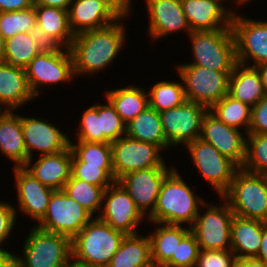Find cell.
Masks as SVG:
<instances>
[{"label": "cell", "instance_id": "6da1fadb", "mask_svg": "<svg viewBox=\"0 0 267 267\" xmlns=\"http://www.w3.org/2000/svg\"><path fill=\"white\" fill-rule=\"evenodd\" d=\"M125 38L120 22L76 34L69 48L74 74H92L109 66L121 51Z\"/></svg>", "mask_w": 267, "mask_h": 267}, {"label": "cell", "instance_id": "7a4b0ae2", "mask_svg": "<svg viewBox=\"0 0 267 267\" xmlns=\"http://www.w3.org/2000/svg\"><path fill=\"white\" fill-rule=\"evenodd\" d=\"M203 203L204 200L195 196L176 169H172L162 182L154 211L147 217L155 224L191 223V227L198 215V206Z\"/></svg>", "mask_w": 267, "mask_h": 267}, {"label": "cell", "instance_id": "3957f363", "mask_svg": "<svg viewBox=\"0 0 267 267\" xmlns=\"http://www.w3.org/2000/svg\"><path fill=\"white\" fill-rule=\"evenodd\" d=\"M125 236L94 217L71 240L72 258L92 267H107Z\"/></svg>", "mask_w": 267, "mask_h": 267}, {"label": "cell", "instance_id": "277c9868", "mask_svg": "<svg viewBox=\"0 0 267 267\" xmlns=\"http://www.w3.org/2000/svg\"><path fill=\"white\" fill-rule=\"evenodd\" d=\"M234 215L267 222V177L239 168L229 189L221 196Z\"/></svg>", "mask_w": 267, "mask_h": 267}, {"label": "cell", "instance_id": "5b68a950", "mask_svg": "<svg viewBox=\"0 0 267 267\" xmlns=\"http://www.w3.org/2000/svg\"><path fill=\"white\" fill-rule=\"evenodd\" d=\"M23 246L24 258L12 254L11 267H65L72 258L70 238L37 226Z\"/></svg>", "mask_w": 267, "mask_h": 267}, {"label": "cell", "instance_id": "8992f818", "mask_svg": "<svg viewBox=\"0 0 267 267\" xmlns=\"http://www.w3.org/2000/svg\"><path fill=\"white\" fill-rule=\"evenodd\" d=\"M188 35L192 41L194 61L183 65H196L219 72H233L237 59L231 28L193 31Z\"/></svg>", "mask_w": 267, "mask_h": 267}, {"label": "cell", "instance_id": "52a82bcc", "mask_svg": "<svg viewBox=\"0 0 267 267\" xmlns=\"http://www.w3.org/2000/svg\"><path fill=\"white\" fill-rule=\"evenodd\" d=\"M231 73L196 65L178 66L187 101L202 104L208 109L228 94Z\"/></svg>", "mask_w": 267, "mask_h": 267}, {"label": "cell", "instance_id": "ba28073f", "mask_svg": "<svg viewBox=\"0 0 267 267\" xmlns=\"http://www.w3.org/2000/svg\"><path fill=\"white\" fill-rule=\"evenodd\" d=\"M92 217L87 209L63 190H55L50 197L47 212L37 227L72 240Z\"/></svg>", "mask_w": 267, "mask_h": 267}, {"label": "cell", "instance_id": "9c48e42d", "mask_svg": "<svg viewBox=\"0 0 267 267\" xmlns=\"http://www.w3.org/2000/svg\"><path fill=\"white\" fill-rule=\"evenodd\" d=\"M203 203L201 206H207V211L196 217L193 225L190 227L194 234L200 249H231V224L234 213L230 205L225 203L219 207L218 205L210 206ZM228 243V244H227Z\"/></svg>", "mask_w": 267, "mask_h": 267}, {"label": "cell", "instance_id": "30bf717a", "mask_svg": "<svg viewBox=\"0 0 267 267\" xmlns=\"http://www.w3.org/2000/svg\"><path fill=\"white\" fill-rule=\"evenodd\" d=\"M110 144L115 181L133 171L167 167L159 154L161 148L158 145L135 140L126 135Z\"/></svg>", "mask_w": 267, "mask_h": 267}, {"label": "cell", "instance_id": "8fae6325", "mask_svg": "<svg viewBox=\"0 0 267 267\" xmlns=\"http://www.w3.org/2000/svg\"><path fill=\"white\" fill-rule=\"evenodd\" d=\"M185 146L190 152L196 168L221 197L229 189L239 167L223 156L213 145L200 138Z\"/></svg>", "mask_w": 267, "mask_h": 267}, {"label": "cell", "instance_id": "7c38bea8", "mask_svg": "<svg viewBox=\"0 0 267 267\" xmlns=\"http://www.w3.org/2000/svg\"><path fill=\"white\" fill-rule=\"evenodd\" d=\"M208 108L186 101L183 105L160 112L161 124L170 146L184 145L200 138L202 120Z\"/></svg>", "mask_w": 267, "mask_h": 267}, {"label": "cell", "instance_id": "4fadbf2b", "mask_svg": "<svg viewBox=\"0 0 267 267\" xmlns=\"http://www.w3.org/2000/svg\"><path fill=\"white\" fill-rule=\"evenodd\" d=\"M231 29L235 41L237 63L247 66L248 58L253 65L267 63V21H256L234 13Z\"/></svg>", "mask_w": 267, "mask_h": 267}, {"label": "cell", "instance_id": "5bb4252c", "mask_svg": "<svg viewBox=\"0 0 267 267\" xmlns=\"http://www.w3.org/2000/svg\"><path fill=\"white\" fill-rule=\"evenodd\" d=\"M25 73L32 94L37 96V87L68 81L75 76L72 54L69 49L65 51V48L56 52L40 53L25 67Z\"/></svg>", "mask_w": 267, "mask_h": 267}, {"label": "cell", "instance_id": "9a60e30c", "mask_svg": "<svg viewBox=\"0 0 267 267\" xmlns=\"http://www.w3.org/2000/svg\"><path fill=\"white\" fill-rule=\"evenodd\" d=\"M103 201L104 209H101L102 214L97 216L102 222L126 235L138 234L134 229L144 215L118 181H114L104 190Z\"/></svg>", "mask_w": 267, "mask_h": 267}, {"label": "cell", "instance_id": "2e32d148", "mask_svg": "<svg viewBox=\"0 0 267 267\" xmlns=\"http://www.w3.org/2000/svg\"><path fill=\"white\" fill-rule=\"evenodd\" d=\"M200 139L213 145L223 156L239 168L245 162L246 138L239 129L220 121L209 109L202 120Z\"/></svg>", "mask_w": 267, "mask_h": 267}, {"label": "cell", "instance_id": "e0dca14e", "mask_svg": "<svg viewBox=\"0 0 267 267\" xmlns=\"http://www.w3.org/2000/svg\"><path fill=\"white\" fill-rule=\"evenodd\" d=\"M167 167H151L125 174L117 181L129 193L136 207L149 215L154 211L160 188L166 175L172 170Z\"/></svg>", "mask_w": 267, "mask_h": 267}, {"label": "cell", "instance_id": "ac0fdd59", "mask_svg": "<svg viewBox=\"0 0 267 267\" xmlns=\"http://www.w3.org/2000/svg\"><path fill=\"white\" fill-rule=\"evenodd\" d=\"M24 144L28 162L24 167L31 166L32 152L38 150L42 155L57 154L70 146V140L54 125L41 119L22 116Z\"/></svg>", "mask_w": 267, "mask_h": 267}, {"label": "cell", "instance_id": "d6986e66", "mask_svg": "<svg viewBox=\"0 0 267 267\" xmlns=\"http://www.w3.org/2000/svg\"><path fill=\"white\" fill-rule=\"evenodd\" d=\"M13 168L19 207L39 223L47 212L50 197L55 190L43 185L24 166Z\"/></svg>", "mask_w": 267, "mask_h": 267}, {"label": "cell", "instance_id": "ffe728a7", "mask_svg": "<svg viewBox=\"0 0 267 267\" xmlns=\"http://www.w3.org/2000/svg\"><path fill=\"white\" fill-rule=\"evenodd\" d=\"M181 5L191 32L231 28L234 12L220 0H181Z\"/></svg>", "mask_w": 267, "mask_h": 267}, {"label": "cell", "instance_id": "44dd1931", "mask_svg": "<svg viewBox=\"0 0 267 267\" xmlns=\"http://www.w3.org/2000/svg\"><path fill=\"white\" fill-rule=\"evenodd\" d=\"M149 12V36L160 38L178 30L191 32L181 0H146Z\"/></svg>", "mask_w": 267, "mask_h": 267}, {"label": "cell", "instance_id": "7402d4cb", "mask_svg": "<svg viewBox=\"0 0 267 267\" xmlns=\"http://www.w3.org/2000/svg\"><path fill=\"white\" fill-rule=\"evenodd\" d=\"M67 11L74 35L100 29L119 21L101 0H73L71 8L69 7Z\"/></svg>", "mask_w": 267, "mask_h": 267}, {"label": "cell", "instance_id": "603a6c76", "mask_svg": "<svg viewBox=\"0 0 267 267\" xmlns=\"http://www.w3.org/2000/svg\"><path fill=\"white\" fill-rule=\"evenodd\" d=\"M25 169L43 185L62 190L71 177L72 150L70 146L57 154L42 155L30 168Z\"/></svg>", "mask_w": 267, "mask_h": 267}, {"label": "cell", "instance_id": "cb8c5ba5", "mask_svg": "<svg viewBox=\"0 0 267 267\" xmlns=\"http://www.w3.org/2000/svg\"><path fill=\"white\" fill-rule=\"evenodd\" d=\"M3 111H0V151L15 162L16 167L25 166L29 158L23 138L22 116L12 110Z\"/></svg>", "mask_w": 267, "mask_h": 267}, {"label": "cell", "instance_id": "d4e9b609", "mask_svg": "<svg viewBox=\"0 0 267 267\" xmlns=\"http://www.w3.org/2000/svg\"><path fill=\"white\" fill-rule=\"evenodd\" d=\"M31 99L35 96L28 85L25 69L0 62V105H6V110H15Z\"/></svg>", "mask_w": 267, "mask_h": 267}, {"label": "cell", "instance_id": "484cf974", "mask_svg": "<svg viewBox=\"0 0 267 267\" xmlns=\"http://www.w3.org/2000/svg\"><path fill=\"white\" fill-rule=\"evenodd\" d=\"M263 234V221L234 215L231 224V250L240 258L257 257Z\"/></svg>", "mask_w": 267, "mask_h": 267}, {"label": "cell", "instance_id": "4316f807", "mask_svg": "<svg viewBox=\"0 0 267 267\" xmlns=\"http://www.w3.org/2000/svg\"><path fill=\"white\" fill-rule=\"evenodd\" d=\"M228 94L254 107L266 96L258 70L255 67L237 63L229 76Z\"/></svg>", "mask_w": 267, "mask_h": 267}, {"label": "cell", "instance_id": "83f0119b", "mask_svg": "<svg viewBox=\"0 0 267 267\" xmlns=\"http://www.w3.org/2000/svg\"><path fill=\"white\" fill-rule=\"evenodd\" d=\"M158 226L153 234L148 235L151 261L154 267L165 265L173 256H176L178 245L191 231L190 228H182L181 225Z\"/></svg>", "mask_w": 267, "mask_h": 267}, {"label": "cell", "instance_id": "f1b7e54d", "mask_svg": "<svg viewBox=\"0 0 267 267\" xmlns=\"http://www.w3.org/2000/svg\"><path fill=\"white\" fill-rule=\"evenodd\" d=\"M126 136L135 140L153 143L162 150L168 148L161 124L160 114L151 106L126 124Z\"/></svg>", "mask_w": 267, "mask_h": 267}, {"label": "cell", "instance_id": "f546056e", "mask_svg": "<svg viewBox=\"0 0 267 267\" xmlns=\"http://www.w3.org/2000/svg\"><path fill=\"white\" fill-rule=\"evenodd\" d=\"M37 26L52 37L62 48L69 49L74 39L68 11L57 7L35 4Z\"/></svg>", "mask_w": 267, "mask_h": 267}, {"label": "cell", "instance_id": "4dcf8cb0", "mask_svg": "<svg viewBox=\"0 0 267 267\" xmlns=\"http://www.w3.org/2000/svg\"><path fill=\"white\" fill-rule=\"evenodd\" d=\"M107 267H154L149 237L126 235Z\"/></svg>", "mask_w": 267, "mask_h": 267}, {"label": "cell", "instance_id": "1f68e13d", "mask_svg": "<svg viewBox=\"0 0 267 267\" xmlns=\"http://www.w3.org/2000/svg\"><path fill=\"white\" fill-rule=\"evenodd\" d=\"M106 97L125 124L143 112L149 105L148 92H143L141 88L133 87V85L107 91Z\"/></svg>", "mask_w": 267, "mask_h": 267}, {"label": "cell", "instance_id": "d6a6232c", "mask_svg": "<svg viewBox=\"0 0 267 267\" xmlns=\"http://www.w3.org/2000/svg\"><path fill=\"white\" fill-rule=\"evenodd\" d=\"M216 117L228 126L239 129L244 126L249 134L251 121V107L229 94L209 109Z\"/></svg>", "mask_w": 267, "mask_h": 267}, {"label": "cell", "instance_id": "836d02e7", "mask_svg": "<svg viewBox=\"0 0 267 267\" xmlns=\"http://www.w3.org/2000/svg\"><path fill=\"white\" fill-rule=\"evenodd\" d=\"M38 54L40 52L29 33L22 32L5 39L3 62L11 67L25 69L30 61Z\"/></svg>", "mask_w": 267, "mask_h": 267}, {"label": "cell", "instance_id": "e575fe53", "mask_svg": "<svg viewBox=\"0 0 267 267\" xmlns=\"http://www.w3.org/2000/svg\"><path fill=\"white\" fill-rule=\"evenodd\" d=\"M62 190L92 215L97 210L101 213L104 192L102 187L79 180L71 175Z\"/></svg>", "mask_w": 267, "mask_h": 267}, {"label": "cell", "instance_id": "d590c367", "mask_svg": "<svg viewBox=\"0 0 267 267\" xmlns=\"http://www.w3.org/2000/svg\"><path fill=\"white\" fill-rule=\"evenodd\" d=\"M71 142L72 163H87V165L99 167H113L110 143L78 141V144L74 145Z\"/></svg>", "mask_w": 267, "mask_h": 267}, {"label": "cell", "instance_id": "8d00e7d4", "mask_svg": "<svg viewBox=\"0 0 267 267\" xmlns=\"http://www.w3.org/2000/svg\"><path fill=\"white\" fill-rule=\"evenodd\" d=\"M148 92L149 106L158 113L181 106L187 101L182 84L176 82H158Z\"/></svg>", "mask_w": 267, "mask_h": 267}, {"label": "cell", "instance_id": "74e56055", "mask_svg": "<svg viewBox=\"0 0 267 267\" xmlns=\"http://www.w3.org/2000/svg\"><path fill=\"white\" fill-rule=\"evenodd\" d=\"M36 26L35 6L20 11L0 12V34L4 39L22 32L28 33Z\"/></svg>", "mask_w": 267, "mask_h": 267}, {"label": "cell", "instance_id": "f35d334b", "mask_svg": "<svg viewBox=\"0 0 267 267\" xmlns=\"http://www.w3.org/2000/svg\"><path fill=\"white\" fill-rule=\"evenodd\" d=\"M243 170L254 174H267V134L249 133Z\"/></svg>", "mask_w": 267, "mask_h": 267}, {"label": "cell", "instance_id": "ab89813d", "mask_svg": "<svg viewBox=\"0 0 267 267\" xmlns=\"http://www.w3.org/2000/svg\"><path fill=\"white\" fill-rule=\"evenodd\" d=\"M98 105L100 116V133H103V143H111L126 135V124L115 111L112 104Z\"/></svg>", "mask_w": 267, "mask_h": 267}, {"label": "cell", "instance_id": "60d3db41", "mask_svg": "<svg viewBox=\"0 0 267 267\" xmlns=\"http://www.w3.org/2000/svg\"><path fill=\"white\" fill-rule=\"evenodd\" d=\"M71 175L104 190L115 181L113 167H99L87 163H72Z\"/></svg>", "mask_w": 267, "mask_h": 267}, {"label": "cell", "instance_id": "b9f144b4", "mask_svg": "<svg viewBox=\"0 0 267 267\" xmlns=\"http://www.w3.org/2000/svg\"><path fill=\"white\" fill-rule=\"evenodd\" d=\"M199 250V244L190 231L178 245L176 256H173L165 265L170 267H195Z\"/></svg>", "mask_w": 267, "mask_h": 267}, {"label": "cell", "instance_id": "7bdbcfd3", "mask_svg": "<svg viewBox=\"0 0 267 267\" xmlns=\"http://www.w3.org/2000/svg\"><path fill=\"white\" fill-rule=\"evenodd\" d=\"M79 128L80 130L76 134L78 141L103 143L98 105H93L84 111Z\"/></svg>", "mask_w": 267, "mask_h": 267}, {"label": "cell", "instance_id": "ee69618b", "mask_svg": "<svg viewBox=\"0 0 267 267\" xmlns=\"http://www.w3.org/2000/svg\"><path fill=\"white\" fill-rule=\"evenodd\" d=\"M237 257L230 250L200 249L195 267H235Z\"/></svg>", "mask_w": 267, "mask_h": 267}, {"label": "cell", "instance_id": "f6af8a7d", "mask_svg": "<svg viewBox=\"0 0 267 267\" xmlns=\"http://www.w3.org/2000/svg\"><path fill=\"white\" fill-rule=\"evenodd\" d=\"M249 133L267 134V95L251 107Z\"/></svg>", "mask_w": 267, "mask_h": 267}, {"label": "cell", "instance_id": "bcb514c9", "mask_svg": "<svg viewBox=\"0 0 267 267\" xmlns=\"http://www.w3.org/2000/svg\"><path fill=\"white\" fill-rule=\"evenodd\" d=\"M16 220V210L8 203L0 202V245L13 229Z\"/></svg>", "mask_w": 267, "mask_h": 267}, {"label": "cell", "instance_id": "7dc6e473", "mask_svg": "<svg viewBox=\"0 0 267 267\" xmlns=\"http://www.w3.org/2000/svg\"><path fill=\"white\" fill-rule=\"evenodd\" d=\"M28 33L35 41L36 47L40 53H51L62 49V47L52 37L38 26L32 28Z\"/></svg>", "mask_w": 267, "mask_h": 267}, {"label": "cell", "instance_id": "c3c4849f", "mask_svg": "<svg viewBox=\"0 0 267 267\" xmlns=\"http://www.w3.org/2000/svg\"><path fill=\"white\" fill-rule=\"evenodd\" d=\"M110 11L118 18L123 19L130 13V0H101Z\"/></svg>", "mask_w": 267, "mask_h": 267}, {"label": "cell", "instance_id": "681fc988", "mask_svg": "<svg viewBox=\"0 0 267 267\" xmlns=\"http://www.w3.org/2000/svg\"><path fill=\"white\" fill-rule=\"evenodd\" d=\"M34 5L35 0H0V12L25 10Z\"/></svg>", "mask_w": 267, "mask_h": 267}, {"label": "cell", "instance_id": "f907efd6", "mask_svg": "<svg viewBox=\"0 0 267 267\" xmlns=\"http://www.w3.org/2000/svg\"><path fill=\"white\" fill-rule=\"evenodd\" d=\"M73 0H35V4L68 10Z\"/></svg>", "mask_w": 267, "mask_h": 267}, {"label": "cell", "instance_id": "816d5d0a", "mask_svg": "<svg viewBox=\"0 0 267 267\" xmlns=\"http://www.w3.org/2000/svg\"><path fill=\"white\" fill-rule=\"evenodd\" d=\"M235 267H267V263L256 257L240 258L237 259Z\"/></svg>", "mask_w": 267, "mask_h": 267}, {"label": "cell", "instance_id": "f5cc1de1", "mask_svg": "<svg viewBox=\"0 0 267 267\" xmlns=\"http://www.w3.org/2000/svg\"><path fill=\"white\" fill-rule=\"evenodd\" d=\"M256 258L267 263V222H263L261 245Z\"/></svg>", "mask_w": 267, "mask_h": 267}, {"label": "cell", "instance_id": "db71d44e", "mask_svg": "<svg viewBox=\"0 0 267 267\" xmlns=\"http://www.w3.org/2000/svg\"><path fill=\"white\" fill-rule=\"evenodd\" d=\"M255 68L259 72L264 91L267 95V63L257 65V66H255Z\"/></svg>", "mask_w": 267, "mask_h": 267}, {"label": "cell", "instance_id": "11a10c76", "mask_svg": "<svg viewBox=\"0 0 267 267\" xmlns=\"http://www.w3.org/2000/svg\"><path fill=\"white\" fill-rule=\"evenodd\" d=\"M11 259L12 253L0 248V265H11Z\"/></svg>", "mask_w": 267, "mask_h": 267}, {"label": "cell", "instance_id": "9f6ffc18", "mask_svg": "<svg viewBox=\"0 0 267 267\" xmlns=\"http://www.w3.org/2000/svg\"><path fill=\"white\" fill-rule=\"evenodd\" d=\"M65 267H92L88 264H84V263H81L75 259H73V261H68L67 264L65 265Z\"/></svg>", "mask_w": 267, "mask_h": 267}, {"label": "cell", "instance_id": "6f0895ef", "mask_svg": "<svg viewBox=\"0 0 267 267\" xmlns=\"http://www.w3.org/2000/svg\"><path fill=\"white\" fill-rule=\"evenodd\" d=\"M4 53H5V39L0 34V62H3Z\"/></svg>", "mask_w": 267, "mask_h": 267}, {"label": "cell", "instance_id": "680465c9", "mask_svg": "<svg viewBox=\"0 0 267 267\" xmlns=\"http://www.w3.org/2000/svg\"><path fill=\"white\" fill-rule=\"evenodd\" d=\"M221 2L223 1H225V0H220ZM237 1V3H239V4H243V3H245V2H248L249 0H236Z\"/></svg>", "mask_w": 267, "mask_h": 267}, {"label": "cell", "instance_id": "91938a15", "mask_svg": "<svg viewBox=\"0 0 267 267\" xmlns=\"http://www.w3.org/2000/svg\"><path fill=\"white\" fill-rule=\"evenodd\" d=\"M0 267H11V265H0Z\"/></svg>", "mask_w": 267, "mask_h": 267}, {"label": "cell", "instance_id": "94428289", "mask_svg": "<svg viewBox=\"0 0 267 267\" xmlns=\"http://www.w3.org/2000/svg\"><path fill=\"white\" fill-rule=\"evenodd\" d=\"M158 267H170V266H167V265H162V266H158Z\"/></svg>", "mask_w": 267, "mask_h": 267}]
</instances>
